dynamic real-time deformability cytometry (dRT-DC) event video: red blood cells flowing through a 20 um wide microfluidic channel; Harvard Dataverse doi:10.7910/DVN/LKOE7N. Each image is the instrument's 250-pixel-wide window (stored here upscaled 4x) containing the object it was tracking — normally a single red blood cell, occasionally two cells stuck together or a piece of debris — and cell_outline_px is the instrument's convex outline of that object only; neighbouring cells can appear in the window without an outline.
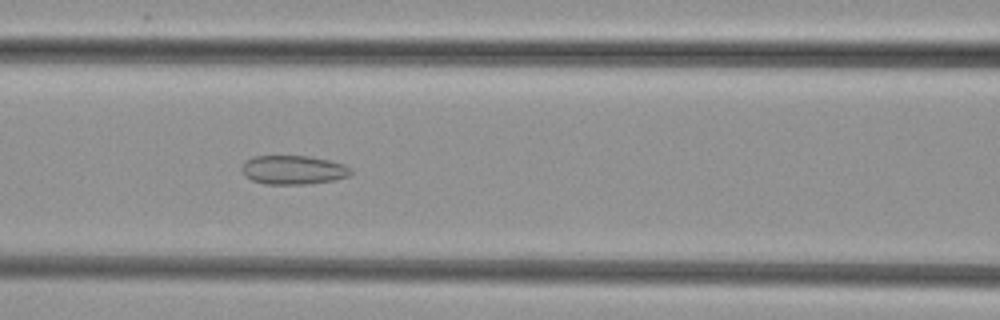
{"species": "common noctule bat (a hibernating species)", "species_latin": "Nyctalus noctula", "temperature_condition": "cold", "stored_images_in_passage": 53, "camera_frame_rate_fps": 3000, "um_per_image_px": 0.085, "animal": {"sex": "female", "body_mass_g": 29.2, "forearm_length_mm": 56.3}, "frame": {"image": 1, "passage_image": 23, "time_ms": 7.333, "image_size_px": [1000, 320], "cell_outline_px": [[352, 172], [348, 176], [332, 180], [308, 184], [264, 184], [252, 180], [244, 176], [240, 168], [244, 160], [252, 156], [308, 156], [328, 160], [344, 164], [352, 168]], "centroid_in_image_um": [24.88, 14.44], "position_along_channel_um": 141.7, "area_um2": 18.55}}
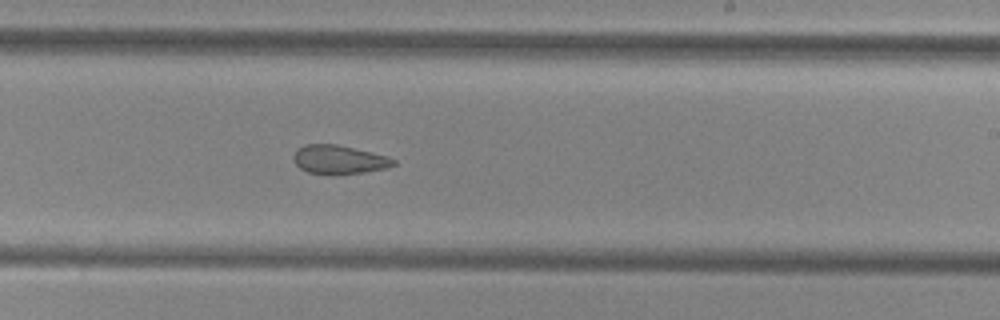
{"frame": {"image": 2, "passage_image": 32, "time_ms": 10.333, "image_size_px": [1000, 320], "cell_outline_px": [[396, 164], [388, 168], [368, 172], [336, 176], [332, 176], [308, 172], [300, 168], [292, 160], [292, 156], [296, 148], [304, 144], [336, 144], [388, 156], [396, 160]], "centroid_in_image_um": [28.8, 13.59], "position_along_channel_um": 260.2, "area_um2": 17.34}}
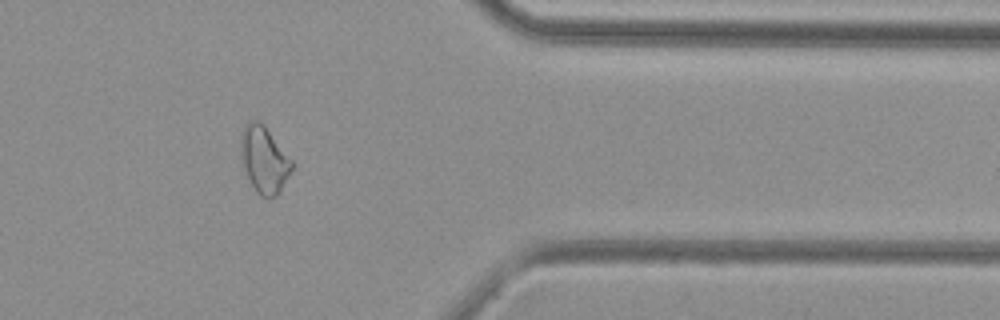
{"frame": {"image": 3, "passage_image": 43, "time_ms": 14.0, "image_size_px": [1000, 320], "cell_outline_px": [[292, 168], [280, 192], [276, 196], [268, 200], [260, 196], [256, 192], [244, 168], [240, 152], [240, 140], [244, 124], [248, 120], [256, 120], [264, 124], [292, 160]], "centroid_in_image_um": [22.44, 13.57], "position_along_channel_um": 389.0, "area_um2": 19.88}}